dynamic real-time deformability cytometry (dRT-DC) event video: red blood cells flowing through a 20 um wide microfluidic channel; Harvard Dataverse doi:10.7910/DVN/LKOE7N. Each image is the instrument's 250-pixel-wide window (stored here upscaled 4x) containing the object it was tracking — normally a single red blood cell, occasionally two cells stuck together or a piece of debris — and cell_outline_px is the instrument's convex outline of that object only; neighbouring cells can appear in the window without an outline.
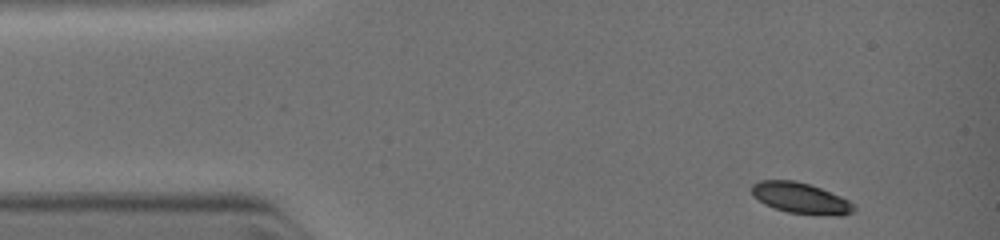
{"species": "common noctule bat (a hibernating species)", "species_latin": "Nyctalus noctula", "temperature_condition": "warm", "stored_images_in_passage": 18, "camera_frame_rate_fps": 3000, "um_per_image_px": 0.085, "animal": {"sex": "female", "body_mass_g": 19.0, "forearm_length_mm": 51.5}, "frame": {"image": 1, "passage_image": 1, "time_ms": 0.0, "image_size_px": [1000, 240], "cell_outline_px": [[856, 208], [852, 212], [840, 216], [816, 216], [788, 212], [764, 204], [752, 196], [752, 184], [760, 180], [796, 180], [820, 188], [840, 196], [856, 204]], "centroid_in_image_um": [68.08, 16.86], "position_along_channel_um": 16.9, "area_um2": 18.67}}
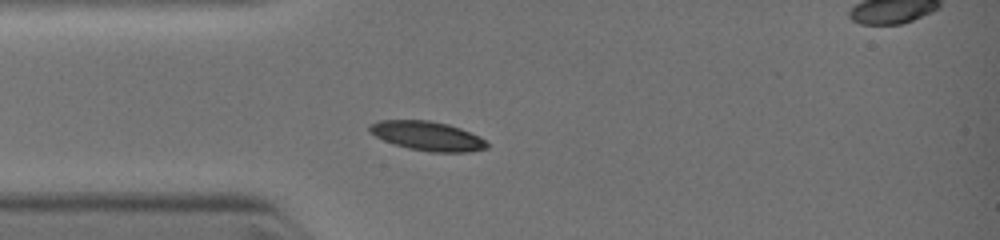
{"frame": {"image": 2, "passage_image": 15, "time_ms": 2.0, "image_size_px": [1000, 240], "cell_outline_px": [[488, 148], [468, 152], [432, 152], [408, 148], [384, 140], [368, 132], [368, 124], [380, 120], [428, 120], [448, 124], [460, 128], [480, 136], [488, 144]], "centroid_in_image_um": [36.32, 11.55], "position_along_channel_um": 48.7, "area_um2": 20.0}}